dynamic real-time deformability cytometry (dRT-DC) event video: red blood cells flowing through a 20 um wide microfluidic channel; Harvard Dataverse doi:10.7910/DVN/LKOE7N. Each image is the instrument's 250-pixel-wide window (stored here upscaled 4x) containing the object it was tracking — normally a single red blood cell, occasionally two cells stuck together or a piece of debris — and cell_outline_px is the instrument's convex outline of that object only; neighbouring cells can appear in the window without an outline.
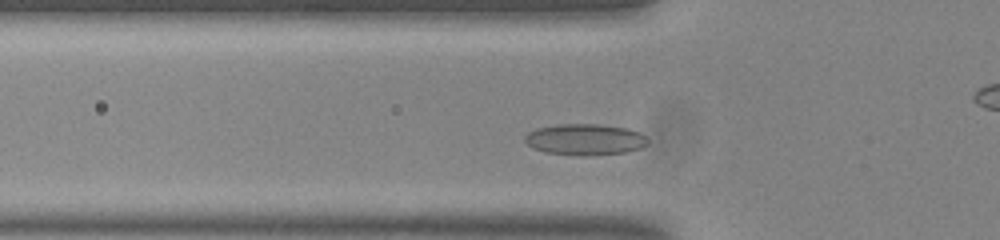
{"species": "common noctule bat (a hibernating species)", "species_latin": "Nyctalus noctula", "temperature_condition": "room temperature", "stored_images_in_passage": 50, "camera_frame_rate_fps": 3000, "um_per_image_px": 0.085, "animal": {"sex": "male", "body_mass_g": 20.0, "forearm_length_mm": 53.3}, "frame": {"image": 1, "passage_image": 12, "time_ms": 3.667, "image_size_px": [1000, 240], "cell_outline_px": [[648, 144], [640, 148], [628, 152], [584, 156], [580, 156], [544, 152], [532, 148], [524, 140], [524, 136], [528, 132], [536, 128], [556, 124], [600, 124], [628, 128], [644, 136], [648, 140]], "centroid_in_image_um": [49.69, 11.86], "position_along_channel_um": 76.1, "area_um2": 22.54}}
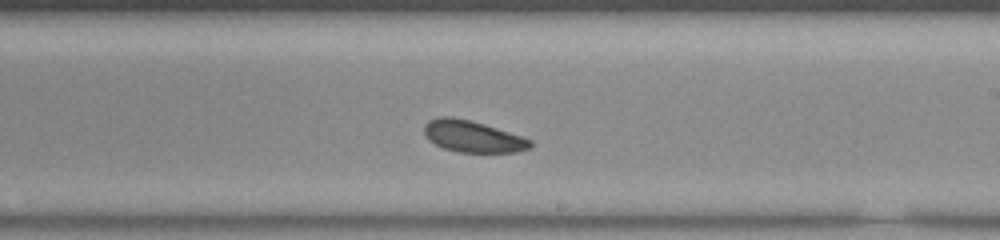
{"frame": {"image": 2, "passage_image": 26, "time_ms": 8.333, "image_size_px": [1000, 240], "cell_outline_px": [[532, 144], [528, 148], [516, 152], [460, 152], [444, 148], [428, 140], [424, 132], [424, 124], [428, 120], [436, 116], [452, 116], [484, 124], [532, 140]], "centroid_in_image_um": [40.12, 11.58], "position_along_channel_um": 248.9, "area_um2": 19.36}}
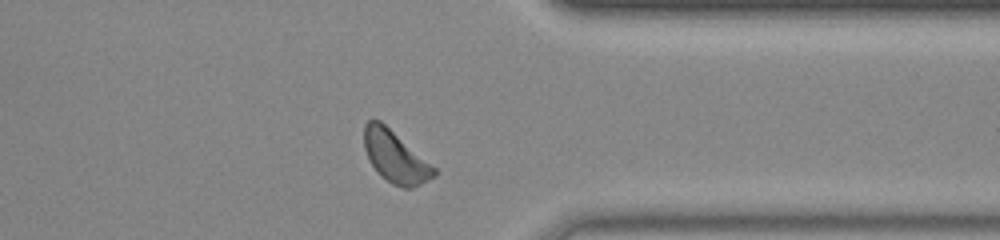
{"frame": {"image": 3, "passage_image": 37, "time_ms": 12.0, "image_size_px": [1000, 240], "cell_outline_px": [[436, 176], [412, 188], [404, 188], [392, 184], [380, 176], [376, 172], [364, 148], [364, 124], [368, 120], [380, 120], [436, 168]], "centroid_in_image_um": [33.59, 13.34], "position_along_channel_um": 377.8, "area_um2": 20.87}, "authors_computed_cell_mechanics": {"area_um2": 20.4034, "velocity_mm_per_s": 3.7052, "shape_relaxation_time_tau1_ms": 5.5239, "shape_relaxation_time_tau2_ms": null, "deformation_change_tau1": 0.0717, "deformation_change_tau2": null}}